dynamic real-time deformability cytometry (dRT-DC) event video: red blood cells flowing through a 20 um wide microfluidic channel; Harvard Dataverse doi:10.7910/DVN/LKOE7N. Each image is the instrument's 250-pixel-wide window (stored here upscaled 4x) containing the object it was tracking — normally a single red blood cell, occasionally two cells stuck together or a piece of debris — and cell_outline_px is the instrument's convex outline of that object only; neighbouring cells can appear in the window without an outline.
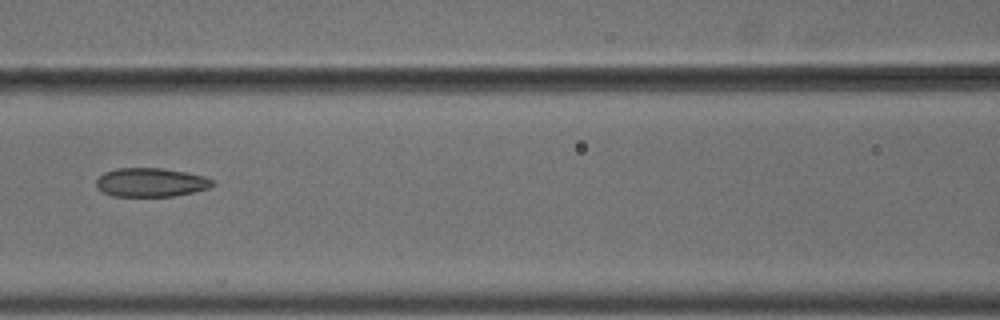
{"species": "common noctule bat (a hibernating species)", "species_latin": "Nyctalus noctula", "temperature_condition": "cold", "stored_images_in_passage": 9, "camera_frame_rate_fps": 3000, "um_per_image_px": 0.085, "animal": {"sex": "male", "body_mass_g": 18.8}, "frame": {"image": 1, "passage_image": 6, "time_ms": 1.667, "image_size_px": [1000, 320], "cell_outline_px": [[212, 184], [208, 188], [192, 192], [172, 196], [112, 196], [96, 188], [96, 180], [104, 172], [116, 168], [164, 168], [188, 172], [204, 176], [212, 180]], "centroid_in_image_um": [12.78, 15.49], "position_along_channel_um": 153.8, "area_um2": 19.48}}
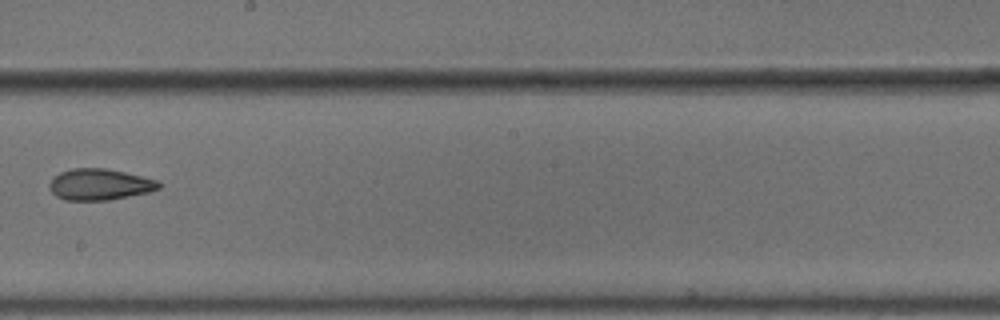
{"frame": {"image": 2, "passage_image": 8, "time_ms": 2.333, "image_size_px": [1000, 320], "cell_outline_px": [[160, 188], [148, 192], [108, 200], [64, 200], [56, 196], [52, 192], [48, 184], [60, 172], [72, 168], [104, 168], [124, 172], [160, 180]], "centroid_in_image_um": [8.48, 15.67], "position_along_channel_um": 239.7, "area_um2": 19.83}}
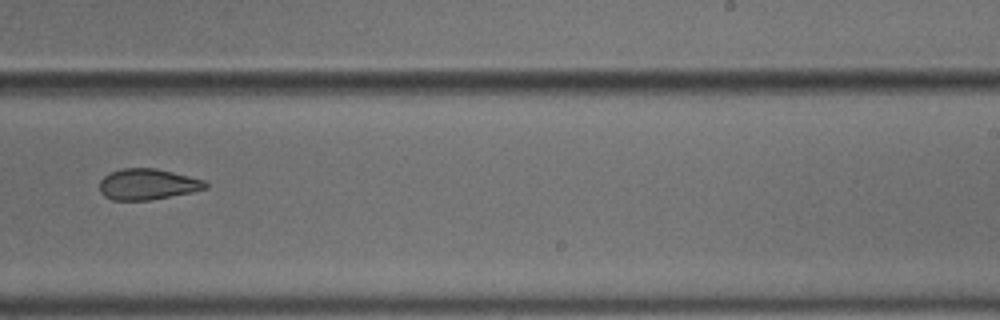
{"frame": {"image": 3, "passage_image": 9, "time_ms": 2.667, "image_size_px": [1000, 320], "cell_outline_px": [[208, 188], [192, 192], [148, 200], [112, 200], [104, 196], [100, 192], [100, 180], [108, 172], [120, 168], [156, 168], [204, 180], [208, 184]], "centroid_in_image_um": [12.51, 15.65], "position_along_channel_um": 276.5, "area_um2": 19.13}}